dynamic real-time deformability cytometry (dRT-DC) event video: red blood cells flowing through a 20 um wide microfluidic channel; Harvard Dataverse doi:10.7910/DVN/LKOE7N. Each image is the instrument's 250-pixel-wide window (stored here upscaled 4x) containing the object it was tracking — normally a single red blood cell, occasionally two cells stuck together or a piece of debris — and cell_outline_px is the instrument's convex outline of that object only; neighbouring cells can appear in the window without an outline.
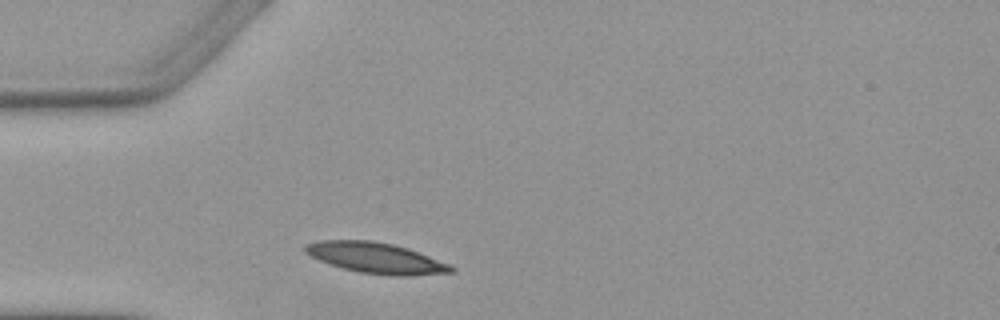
{"species": "Egyptian fruit bat (a non-hibernating species)", "species_latin": "Rousettus aegyptiacus", "temperature_condition": "warm", "stored_images_in_passage": 1, "camera_frame_rate_fps": 3000, "um_per_image_px": 0.085, "animal": {"sex": "female"}, "frame": {"image": 1, "passage_image": 1, "time_ms": 0.0, "image_size_px": [1000, 320], "cell_outline_px": [[456, 272], [412, 276], [392, 276], [360, 272], [344, 268], [320, 260], [304, 252], [304, 244], [320, 240], [372, 240], [392, 244], [428, 256], [448, 264], [456, 268]], "centroid_in_image_um": [31.96, 21.93], "position_along_channel_um": 53.0, "area_um2": 25.84}}